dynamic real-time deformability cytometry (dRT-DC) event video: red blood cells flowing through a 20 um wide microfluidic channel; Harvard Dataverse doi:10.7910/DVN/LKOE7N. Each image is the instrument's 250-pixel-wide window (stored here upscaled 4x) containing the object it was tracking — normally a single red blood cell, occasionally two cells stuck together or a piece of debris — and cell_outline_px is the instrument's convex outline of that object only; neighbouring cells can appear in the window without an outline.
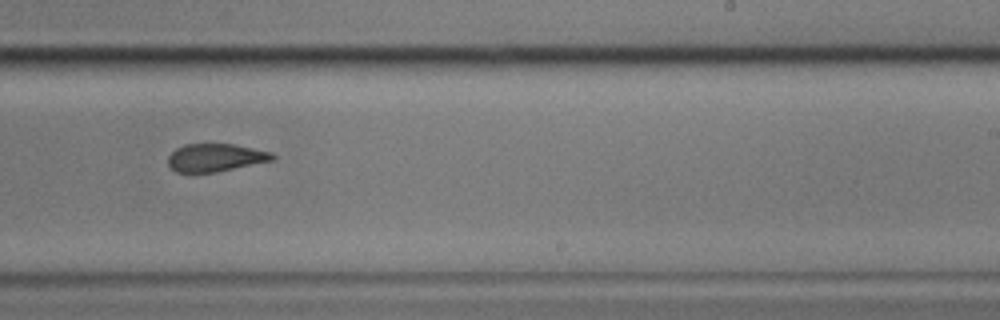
{"species": "common noctule bat (a hibernating species)", "species_latin": "Nyctalus noctula", "temperature_condition": "cold", "stored_images_in_passage": 14, "camera_frame_rate_fps": 3000, "um_per_image_px": 0.085, "animal": {"sex": "male", "body_mass_g": 17.9}, "frame": {"image": 1, "passage_image": 8, "time_ms": 9.0, "image_size_px": [1000, 320], "cell_outline_px": [[276, 160], [216, 172], [176, 172], [168, 164], [168, 156], [176, 148], [184, 144], [232, 144], [272, 152], [276, 156]], "centroid_in_image_um": [18.34, 13.39], "position_along_channel_um": 270.7, "area_um2": 16.99}}
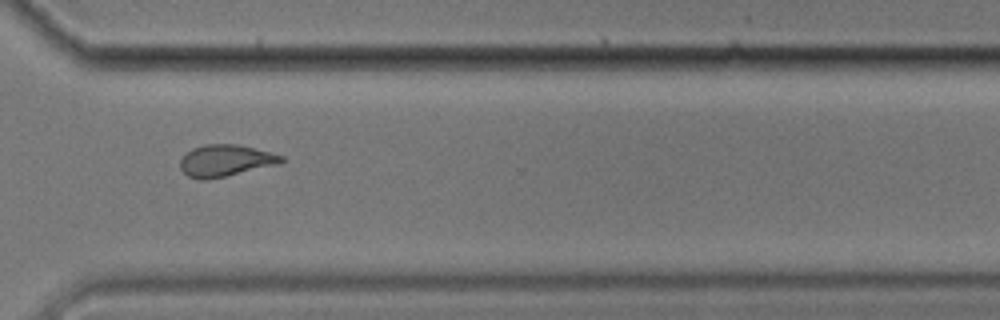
{"frame": {"image": 2, "passage_image": 10, "time_ms": 11.333, "image_size_px": [1000, 320], "cell_outline_px": [[284, 160], [280, 164], [208, 180], [200, 180], [188, 176], [180, 168], [180, 160], [192, 148], [204, 144], [236, 144], [284, 156]], "centroid_in_image_um": [19.15, 13.66], "position_along_channel_um": 351.4, "area_um2": 18.61}, "authors_computed_cell_mechanics": {"area_um2": 22.1952, "velocity_mm_per_s": 3.4556, "shape_relaxation_time_tau1_ms": null, "shape_relaxation_time_tau2_ms": 8.7812, "deformation_change_tau1": null, "deformation_change_tau2": 0.1352}}